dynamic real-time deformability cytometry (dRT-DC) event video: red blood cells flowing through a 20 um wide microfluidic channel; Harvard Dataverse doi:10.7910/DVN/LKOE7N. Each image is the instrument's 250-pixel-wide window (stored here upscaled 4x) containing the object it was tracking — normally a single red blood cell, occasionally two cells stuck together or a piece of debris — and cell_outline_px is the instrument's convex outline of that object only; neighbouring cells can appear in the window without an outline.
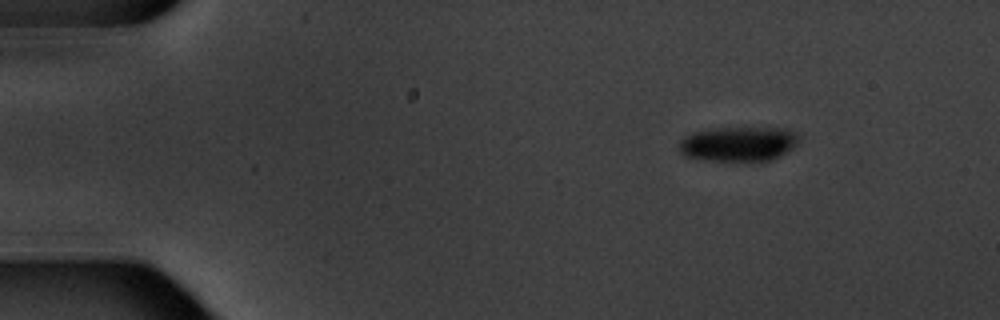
{"species": "common noctule bat (a hibernating species)", "species_latin": "Nyctalus noctula", "temperature_condition": "warm", "stored_images_in_passage": 4, "camera_frame_rate_fps": 3000, "um_per_image_px": 0.085, "animal": {"sex": "male", "body_mass_g": 20.1, "forearm_length_mm": 53.5}, "frame": {"image": 1, "passage_image": 1, "time_ms": 0.0, "image_size_px": [1000, 320], "cell_outline_px": [[800, 140], [792, 148], [780, 156], [772, 160], [700, 160], [684, 156], [680, 152], [680, 140], [684, 136], [692, 132], [716, 128], [788, 128], [800, 132]], "centroid_in_image_um": [62.8, 12.21], "position_along_channel_um": 22.2, "area_um2": 24.45}}
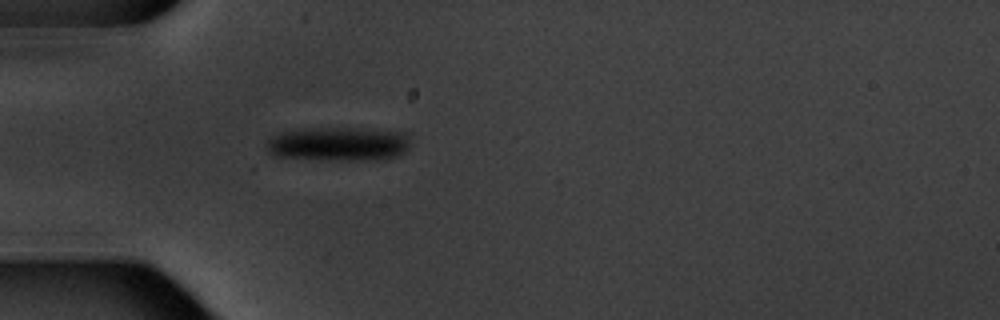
{"frame": {"image": 2, "passage_image": 4, "time_ms": 3.333, "image_size_px": [1000, 320], "cell_outline_px": [[408, 148], [400, 156], [384, 160], [320, 160], [272, 156], [264, 148], [268, 140], [272, 136], [284, 132], [304, 128], [352, 128], [404, 132], [408, 140]], "centroid_in_image_um": [28.74, 12.26], "position_along_channel_um": 56.3, "area_um2": 28.9}}